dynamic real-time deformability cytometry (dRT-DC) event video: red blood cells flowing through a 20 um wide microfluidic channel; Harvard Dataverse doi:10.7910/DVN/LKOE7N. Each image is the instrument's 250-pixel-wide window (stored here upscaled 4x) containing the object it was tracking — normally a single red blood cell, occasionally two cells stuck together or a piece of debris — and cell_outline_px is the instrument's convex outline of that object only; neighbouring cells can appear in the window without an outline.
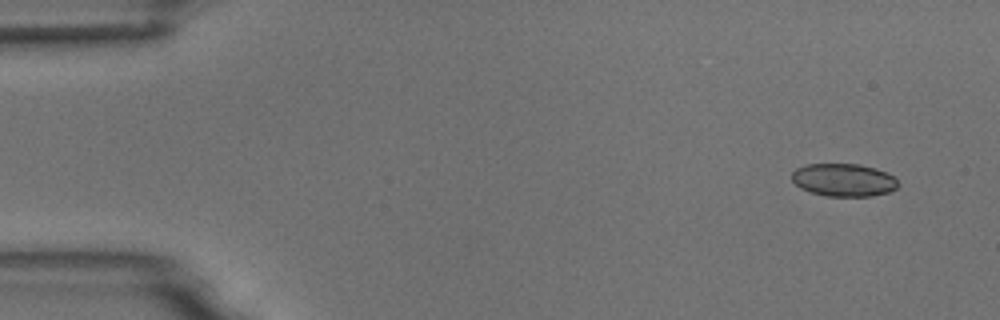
{"species": "common noctule bat (a hibernating species)", "species_latin": "Nyctalus noctula", "temperature_condition": "room temperature", "stored_images_in_passage": 4, "camera_frame_rate_fps": 3000, "um_per_image_px": 0.085, "animal": {"sex": "male", "body_mass_g": 18.8}, "frame": {"image": 1, "passage_image": 1, "time_ms": 0.0, "image_size_px": [1000, 320], "cell_outline_px": [[900, 184], [896, 188], [888, 192], [872, 196], [828, 196], [812, 192], [800, 188], [792, 180], [792, 172], [796, 168], [804, 164], [860, 164], [876, 168], [892, 176]], "centroid_in_image_um": [71.7, 15.29], "position_along_channel_um": 13.3, "area_um2": 20.29}}
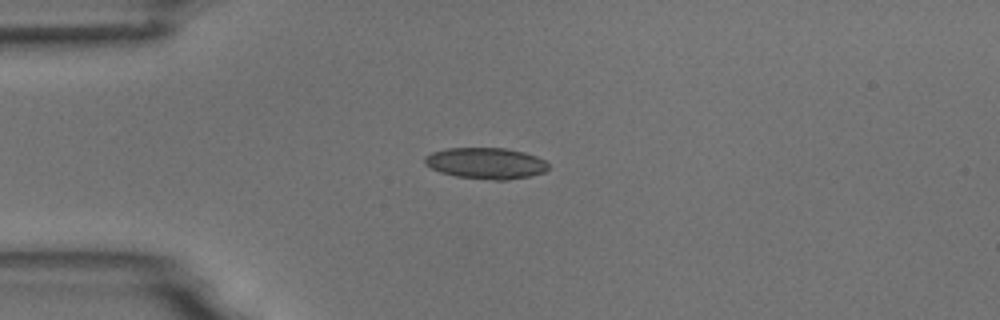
{"frame": {"image": 2, "passage_image": 4, "time_ms": 3.333, "image_size_px": [1000, 320], "cell_outline_px": [[548, 168], [544, 172], [528, 176], [508, 180], [496, 180], [456, 176], [440, 172], [424, 164], [424, 156], [432, 152], [448, 148], [504, 148], [524, 152], [536, 156], [544, 160], [548, 164]], "centroid_in_image_um": [41.28, 13.87], "position_along_channel_um": 43.7, "area_um2": 22.37}}